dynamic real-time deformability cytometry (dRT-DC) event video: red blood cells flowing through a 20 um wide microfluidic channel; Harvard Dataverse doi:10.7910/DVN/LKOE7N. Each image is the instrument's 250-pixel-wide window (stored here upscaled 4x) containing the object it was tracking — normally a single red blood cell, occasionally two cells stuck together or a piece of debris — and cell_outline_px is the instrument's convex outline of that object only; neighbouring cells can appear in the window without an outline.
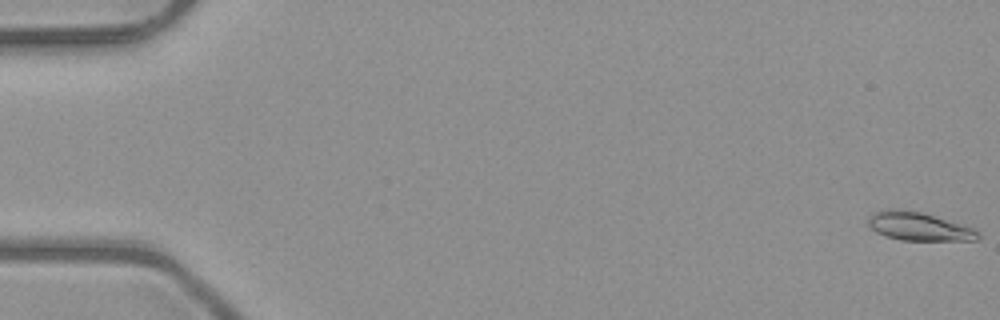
{"species": "common noctule bat (a hibernating species)", "species_latin": "Nyctalus noctula", "temperature_condition": "room temperature", "stored_images_in_passage": 53, "segment_of_instrument_passage": [1, 2], "camera_frame_rate_fps": 3000, "um_per_image_px": 0.085, "animal": {"sex": "male", "body_mass_g": 23.1, "forearm_length_mm": 52.7}, "frame": {"image": 1, "passage_image": 1, "time_ms": 0.0, "image_size_px": [1000, 320], "cell_outline_px": [[980, 236], [976, 240], [900, 240], [876, 232], [868, 224], [868, 220], [876, 212], [888, 208], [900, 208], [920, 212], [976, 228], [980, 232]], "centroid_in_image_um": [78.14, 19.24], "position_along_channel_um": 6.9, "area_um2": 18.03}}
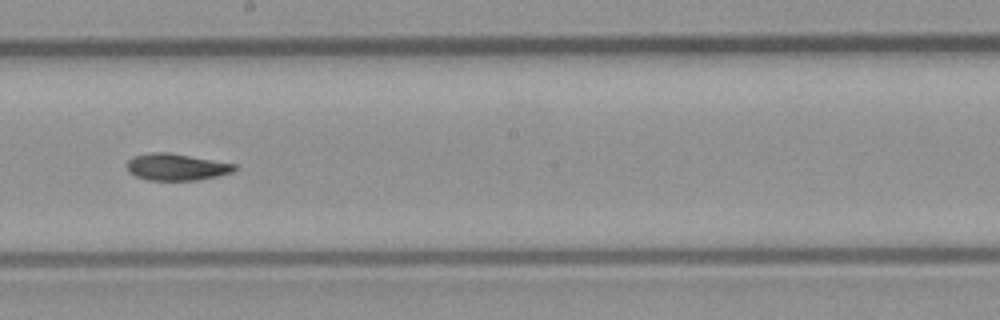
{"frame": {"image": 2, "passage_image": 30, "time_ms": 9.667, "image_size_px": [1000, 320], "cell_outline_px": [[240, 168], [232, 172], [216, 176], [196, 180], [148, 180], [136, 176], [128, 172], [128, 160], [132, 156], [152, 152], [168, 152], [236, 164]], "centroid_in_image_um": [15.0, 14.19], "position_along_channel_um": 233.2, "area_um2": 16.76}}
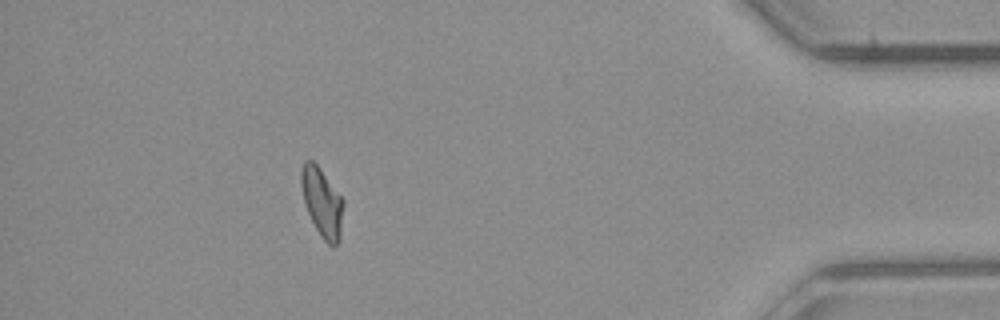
{"frame": {"image": 3, "passage_image": 47, "time_ms": 15.333, "image_size_px": [1000, 320], "cell_outline_px": [[344, 204], [340, 240], [332, 248], [320, 236], [304, 204], [300, 184], [300, 172], [304, 160], [312, 160], [320, 168], [344, 200]], "centroid_in_image_um": [27.37, 17.2], "position_along_channel_um": 407.8, "area_um2": 17.11}}